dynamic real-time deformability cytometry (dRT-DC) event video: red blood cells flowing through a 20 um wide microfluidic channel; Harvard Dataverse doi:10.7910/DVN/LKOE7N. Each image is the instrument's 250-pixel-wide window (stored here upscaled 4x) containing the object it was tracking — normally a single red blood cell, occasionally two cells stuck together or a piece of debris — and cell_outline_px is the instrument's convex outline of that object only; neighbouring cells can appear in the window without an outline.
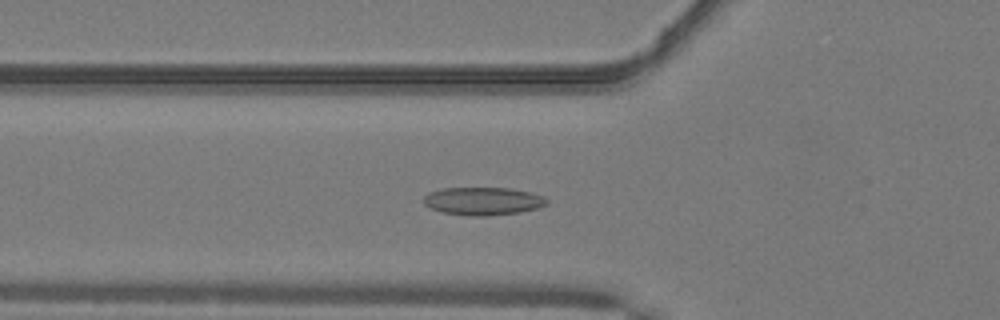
{"species": "common noctule bat (a hibernating species)", "species_latin": "Nyctalus noctula", "temperature_condition": "warm", "stored_images_in_passage": 38, "camera_frame_rate_fps": 3000, "um_per_image_px": 0.085, "animal": {"sex": "male", "body_mass_g": 19.2, "forearm_length_mm": 51.8}, "frame": {"image": 1, "passage_image": 9, "time_ms": 2.667, "image_size_px": [1000, 320], "cell_outline_px": [[548, 204], [536, 208], [520, 212], [488, 216], [472, 216], [444, 212], [432, 208], [424, 204], [424, 196], [428, 192], [444, 188], [508, 188], [532, 192], [544, 196], [548, 200]], "centroid_in_image_um": [41.09, 17.09], "position_along_channel_um": 84.7, "area_um2": 20.0}}
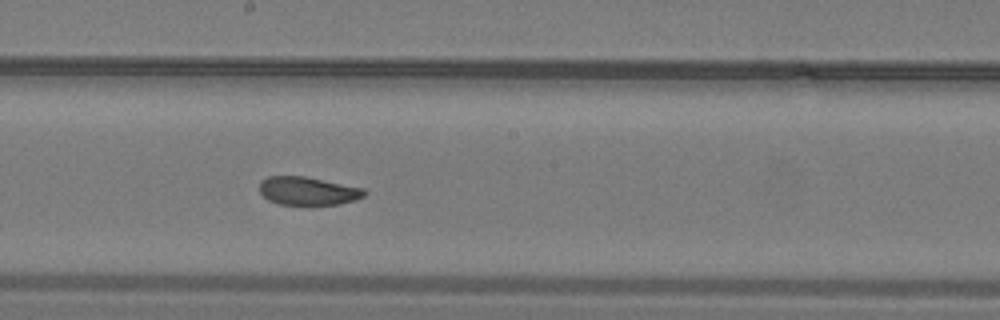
{"frame": {"image": 2, "passage_image": 19, "time_ms": 6.0, "image_size_px": [1000, 320], "cell_outline_px": [[368, 192], [364, 196], [356, 200], [336, 204], [280, 204], [268, 200], [260, 192], [260, 180], [268, 176], [304, 176], [364, 188]], "centroid_in_image_um": [26.18, 16.22], "position_along_channel_um": 222.0, "area_um2": 17.17}}
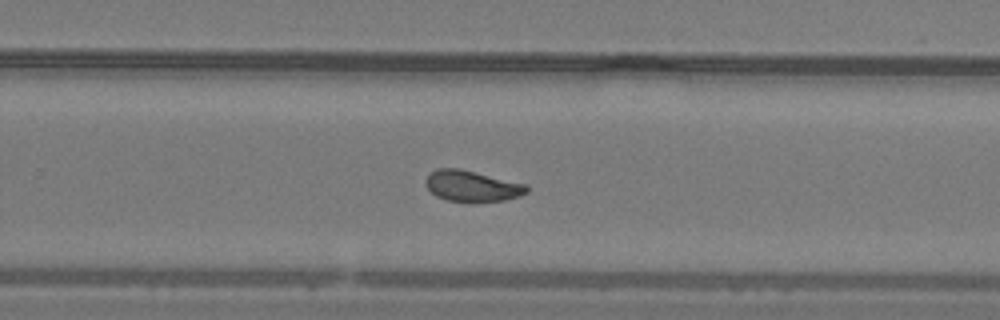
{"frame": {"image": 3, "passage_image": 24, "time_ms": 7.667, "image_size_px": [1000, 320], "cell_outline_px": [[528, 192], [504, 200], [476, 204], [468, 204], [448, 200], [436, 196], [424, 184], [424, 180], [436, 168], [460, 168], [528, 184]], "centroid_in_image_um": [40.12, 15.84], "position_along_channel_um": 289.7, "area_um2": 18.79}, "authors_computed_cell_mechanics": {"area_um2": 18.2359, "velocity_mm_per_s": 4.0947, "shape_relaxation_time_tau1_ms": 5.8964, "shape_relaxation_time_tau2_ms": 0.9711, "deformation_change_tau1": 0.1587, "deformation_change_tau2": 0.056}}